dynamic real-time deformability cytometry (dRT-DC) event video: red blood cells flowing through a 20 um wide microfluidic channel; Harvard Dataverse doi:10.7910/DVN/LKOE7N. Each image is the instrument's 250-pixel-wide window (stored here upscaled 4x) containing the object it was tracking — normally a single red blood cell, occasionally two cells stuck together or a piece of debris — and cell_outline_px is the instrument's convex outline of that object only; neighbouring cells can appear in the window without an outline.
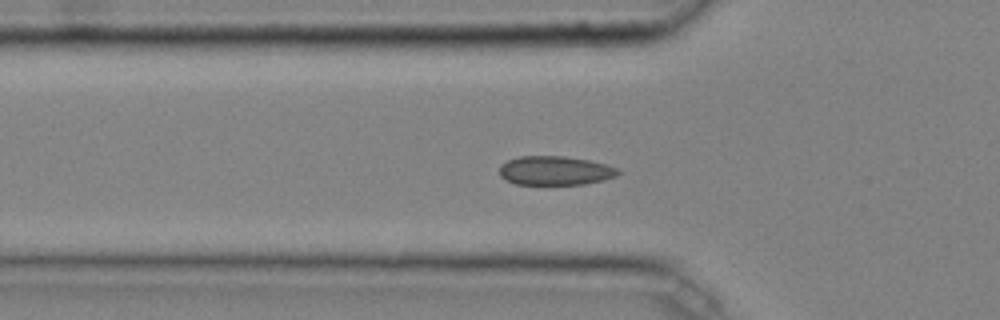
{"species": "common noctule bat (a hibernating species)", "species_latin": "Nyctalus noctula", "temperature_condition": "cold", "stored_images_in_passage": 40, "camera_frame_rate_fps": 3000, "um_per_image_px": 0.085, "animal": {"sex": "male", "body_mass_g": 20.4}, "frame": {"image": 1, "passage_image": 15, "time_ms": 4.667, "image_size_px": [1000, 320], "cell_outline_px": [[620, 172], [616, 176], [584, 184], [516, 184], [500, 176], [500, 164], [508, 160], [520, 156], [564, 156], [588, 160], [604, 164], [616, 168]], "centroid_in_image_um": [47.15, 14.49], "position_along_channel_um": 78.7, "area_um2": 19.77}}
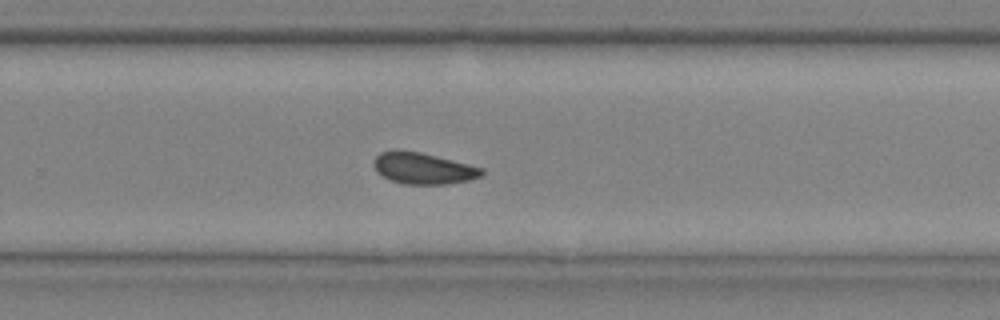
{"frame": {"image": 2, "passage_image": 31, "time_ms": 10.0, "image_size_px": [1000, 320], "cell_outline_px": [[484, 172], [480, 176], [468, 180], [448, 184], [404, 184], [392, 180], [384, 176], [376, 168], [376, 156], [380, 152], [392, 148], [396, 148], [420, 152], [484, 168]], "centroid_in_image_um": [35.98, 14.29], "position_along_channel_um": 293.8, "area_um2": 19.54}}
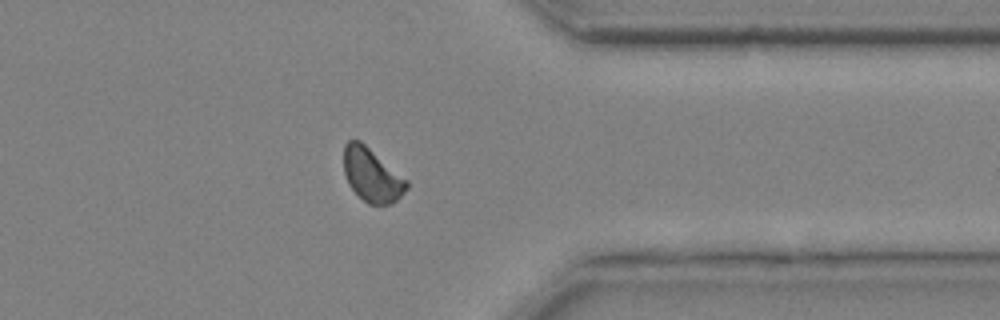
{"frame": {"image": 3, "passage_image": 38, "time_ms": 12.333, "image_size_px": [1000, 320], "cell_outline_px": [[408, 188], [396, 200], [388, 204], [368, 204], [348, 184], [344, 172], [344, 144], [348, 140], [360, 140], [408, 180]], "centroid_in_image_um": [31.6, 14.86], "position_along_channel_um": 379.8, "area_um2": 19.42}}